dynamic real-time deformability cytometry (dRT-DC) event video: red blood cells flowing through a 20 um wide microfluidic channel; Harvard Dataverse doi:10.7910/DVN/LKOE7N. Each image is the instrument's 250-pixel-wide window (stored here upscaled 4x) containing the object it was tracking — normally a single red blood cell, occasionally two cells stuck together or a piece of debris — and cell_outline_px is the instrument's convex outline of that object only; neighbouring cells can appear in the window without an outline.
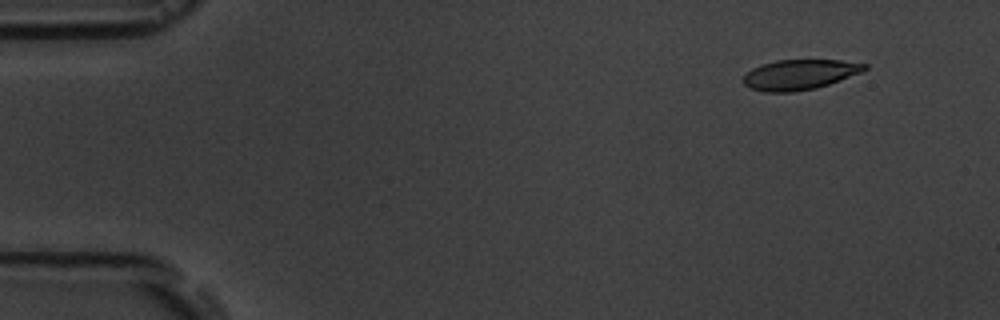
{"species": "common noctule bat (a hibernating species)", "species_latin": "Nyctalus noctula", "temperature_condition": "room temperature", "stored_images_in_passage": 5, "camera_frame_rate_fps": 3000, "um_per_image_px": 0.085, "animal": {"sex": "male", "body_mass_g": 19.5, "forearm_length_mm": 54.6}, "frame": {"image": 1, "passage_image": 2, "time_ms": 1.0, "image_size_px": [1000, 320], "cell_outline_px": [[868, 68], [860, 72], [828, 84], [816, 88], [792, 92], [764, 92], [752, 88], [744, 84], [744, 76], [752, 68], [760, 64], [776, 60], [840, 60], [868, 64]], "centroid_in_image_um": [67.95, 6.33], "position_along_channel_um": 17.0, "area_um2": 21.1}}
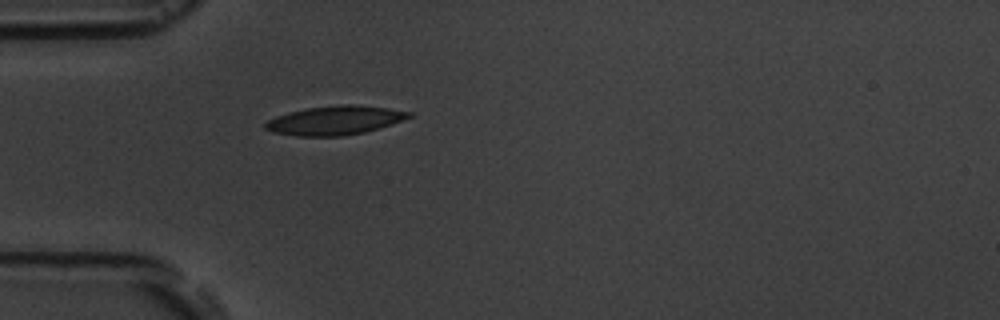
{"frame": {"image": 2, "passage_image": 5, "time_ms": 4.667, "image_size_px": [1000, 320], "cell_outline_px": [[412, 116], [392, 124], [364, 132], [344, 136], [296, 136], [272, 132], [264, 128], [264, 124], [268, 120], [276, 116], [288, 112], [308, 108], [340, 104], [352, 104], [388, 108], [412, 112]], "centroid_in_image_um": [28.45, 10.23], "position_along_channel_um": 56.6, "area_um2": 24.22}}